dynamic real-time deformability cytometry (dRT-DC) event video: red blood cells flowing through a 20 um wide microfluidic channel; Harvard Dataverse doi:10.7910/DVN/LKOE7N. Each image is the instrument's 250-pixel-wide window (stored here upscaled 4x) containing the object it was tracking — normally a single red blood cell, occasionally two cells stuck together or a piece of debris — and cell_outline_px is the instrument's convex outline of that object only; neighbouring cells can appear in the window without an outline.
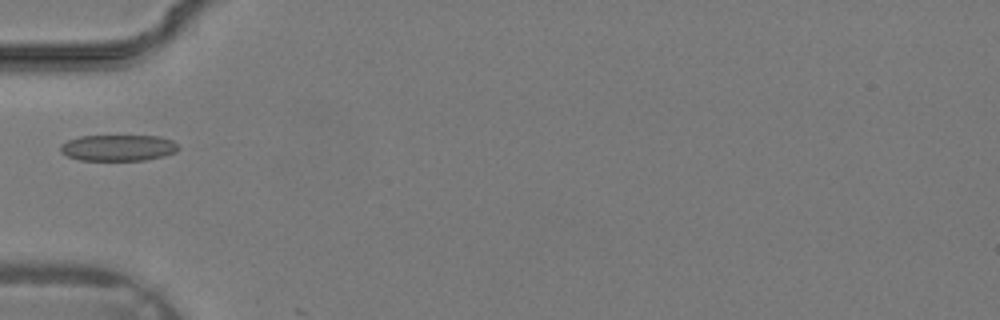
{"species": "common noctule bat (a hibernating species)", "species_latin": "Nyctalus noctula", "temperature_condition": "warm", "stored_images_in_passage": 24, "camera_frame_rate_fps": 3000, "um_per_image_px": 0.085, "animal": {"sex": "male", "body_mass_g": 19.2, "forearm_length_mm": 51.8}, "frame": {"image": 1, "passage_image": 1, "time_ms": 0.0, "image_size_px": [1000, 320], "cell_outline_px": [[180, 148], [176, 152], [164, 156], [144, 160], [80, 160], [68, 156], [60, 152], [60, 144], [68, 140], [80, 136], [160, 136], [172, 140]], "centroid_in_image_um": [10.05, 12.56], "position_along_channel_um": 75.0, "area_um2": 18.03}}